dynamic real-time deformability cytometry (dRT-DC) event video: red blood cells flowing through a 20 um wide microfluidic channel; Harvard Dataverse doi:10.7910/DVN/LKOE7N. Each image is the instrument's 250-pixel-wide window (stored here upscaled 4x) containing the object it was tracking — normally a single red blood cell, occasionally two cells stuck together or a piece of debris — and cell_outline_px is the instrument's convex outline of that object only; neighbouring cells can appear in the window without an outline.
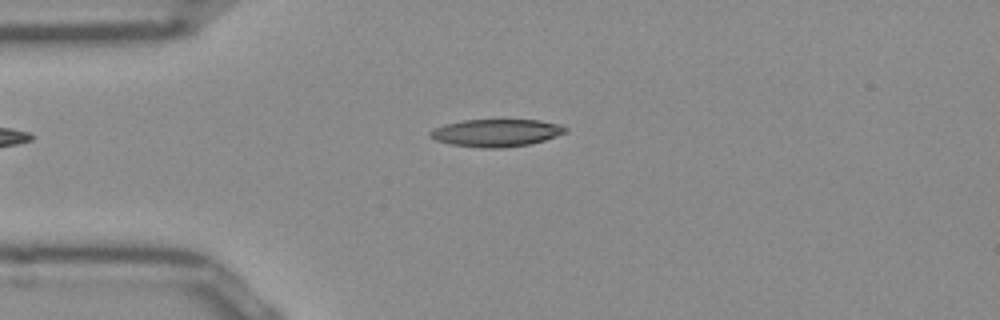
{"species": "Egyptian fruit bat (a non-hibernating species)", "species_latin": "Rousettus aegyptiacus", "temperature_condition": "room temperature", "stored_images_in_passage": 44, "camera_frame_rate_fps": 3000, "um_per_image_px": 0.085, "frame": {"image": 1, "passage_image": 5, "time_ms": 1.333, "image_size_px": [1000, 320], "cell_outline_px": [[568, 132], [544, 140], [528, 144], [504, 148], [480, 148], [448, 144], [436, 140], [428, 132], [444, 124], [464, 120], [540, 120], [556, 124], [568, 128]], "centroid_in_image_um": [42.18, 11.3], "position_along_channel_um": 42.8, "area_um2": 21.56}}
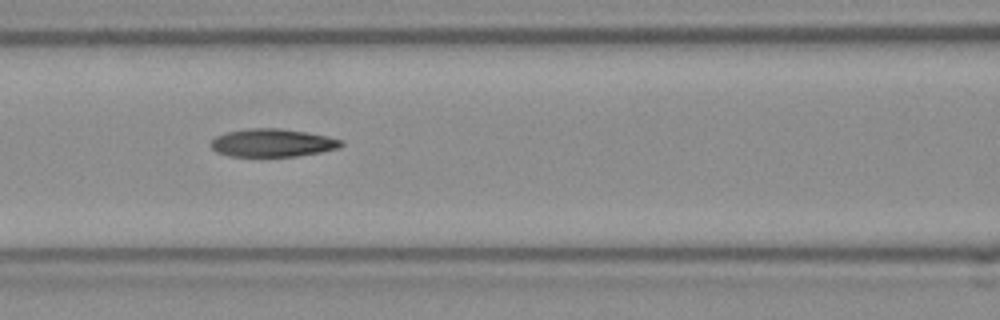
{"frame": {"image": 2, "passage_image": 14, "time_ms": 4.333, "image_size_px": [1000, 320], "cell_outline_px": [[344, 144], [340, 148], [320, 152], [296, 156], [228, 156], [216, 152], [208, 144], [216, 136], [228, 132], [252, 128], [280, 128], [328, 136], [344, 140]], "centroid_in_image_um": [23.17, 12.14], "position_along_channel_um": 143.4, "area_um2": 21.27}}
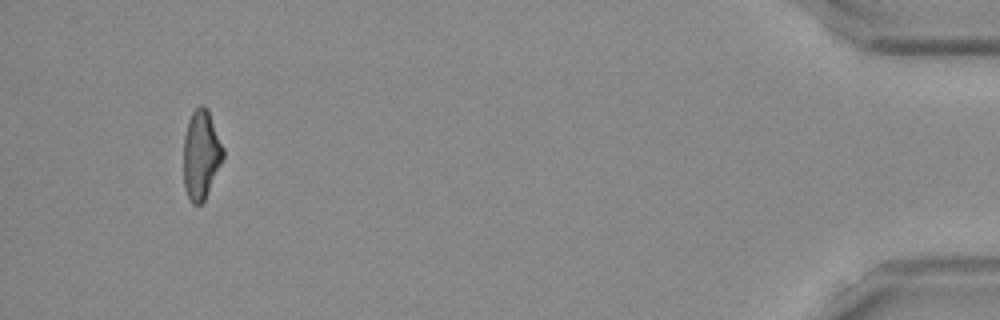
{"frame": {"image": 3, "passage_image": 41, "time_ms": 13.333, "image_size_px": [1000, 320], "cell_outline_px": [[224, 160], [204, 200], [200, 204], [192, 204], [184, 188], [184, 136], [188, 120], [192, 112], [200, 104], [204, 104], [208, 108], [224, 148]], "centroid_in_image_um": [17.11, 13.12], "position_along_channel_um": 418.1, "area_um2": 20.81}, "authors_computed_cell_mechanics": {"area_um2": 21.2415, "velocity_mm_per_s": 3.9274, "shape_relaxation_time_tau1_ms": null, "shape_relaxation_time_tau2_ms": 4.1204, "deformation_change_tau1": null, "deformation_change_tau2": 0.1304}}